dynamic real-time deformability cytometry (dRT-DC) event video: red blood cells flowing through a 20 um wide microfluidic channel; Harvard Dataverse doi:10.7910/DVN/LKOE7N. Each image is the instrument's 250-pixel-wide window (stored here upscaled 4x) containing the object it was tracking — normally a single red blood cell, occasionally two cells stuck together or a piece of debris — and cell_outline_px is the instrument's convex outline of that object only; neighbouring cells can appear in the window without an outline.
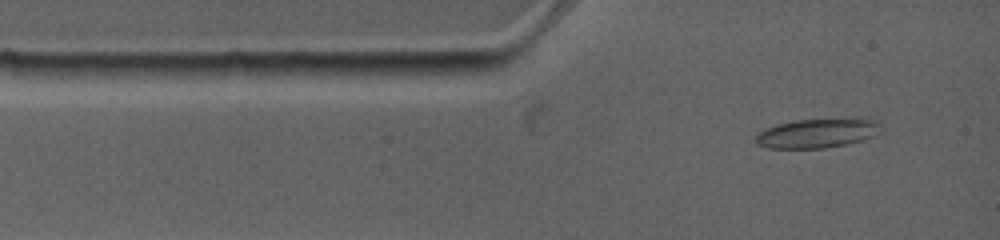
{"species": "common noctule bat (a hibernating species)", "species_latin": "Nyctalus noctula", "temperature_condition": "warm", "stored_images_in_passage": 55, "camera_frame_rate_fps": 4500, "um_per_image_px": 0.085, "animal": {"sex": "female", "body_mass_g": 19.0, "forearm_length_mm": 53.3}, "frame": {"image": 1, "passage_image": 4, "time_ms": 0.667, "image_size_px": [1000, 240], "cell_outline_px": [[880, 132], [872, 136], [860, 140], [844, 144], [824, 148], [768, 148], [756, 144], [756, 136], [764, 128], [776, 124], [796, 120], [880, 120]], "centroid_in_image_um": [69.4, 11.34], "position_along_channel_um": 15.6, "area_um2": 20.75}}
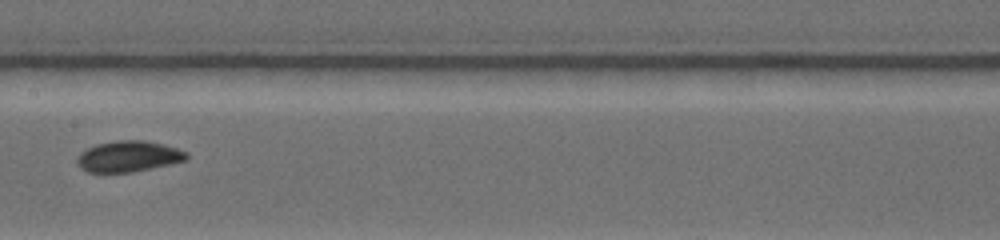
{"frame": {"image": 2, "passage_image": 25, "time_ms": 6.0, "image_size_px": [1000, 240], "cell_outline_px": [[188, 160], [132, 172], [88, 172], [80, 168], [76, 164], [76, 156], [80, 152], [96, 144], [116, 140], [144, 140], [164, 144], [188, 152]], "centroid_in_image_um": [10.9, 13.29], "position_along_channel_um": 196.5, "area_um2": 19.88}}
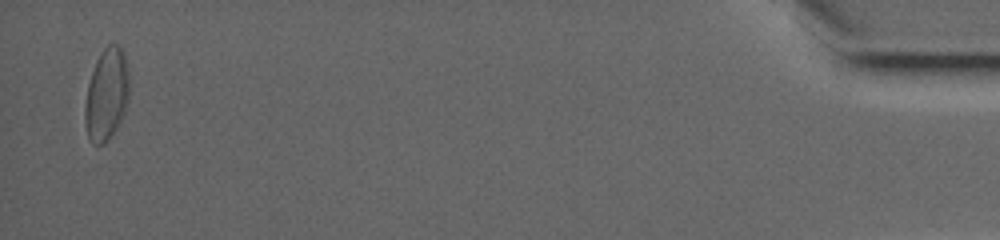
{"frame": {"image": 3, "passage_image": 54, "time_ms": 16.0, "image_size_px": [1000, 240], "cell_outline_px": [[128, 100], [124, 112], [116, 128], [108, 140], [104, 144], [92, 144], [88, 140], [84, 120], [84, 104], [88, 84], [96, 60], [100, 52], [108, 44], [116, 44], [124, 52], [128, 68]], "centroid_in_image_um": [9.03, 8.04], "position_along_channel_um": 426.2, "area_um2": 23.87}}